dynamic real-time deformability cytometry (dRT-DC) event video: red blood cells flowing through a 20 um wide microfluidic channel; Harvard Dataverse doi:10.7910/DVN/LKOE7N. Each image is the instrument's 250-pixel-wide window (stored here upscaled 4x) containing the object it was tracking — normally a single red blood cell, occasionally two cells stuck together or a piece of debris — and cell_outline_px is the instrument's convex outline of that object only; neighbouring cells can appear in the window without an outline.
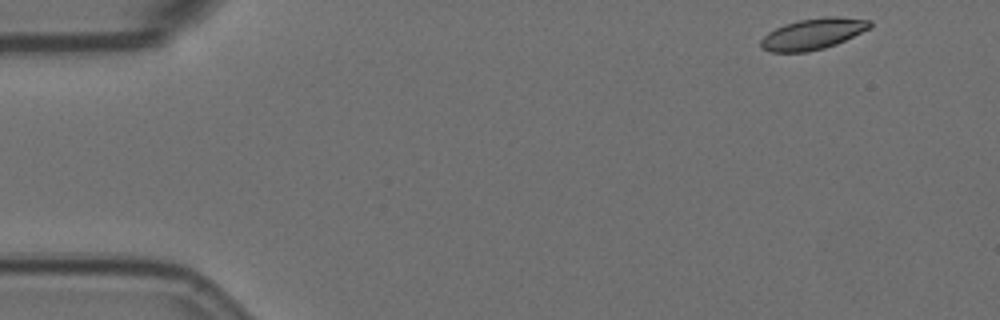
{"species": "Egyptian fruit bat (a non-hibernating species)", "species_latin": "Rousettus aegyptiacus", "temperature_condition": "room temperature", "stored_images_in_passage": 14, "camera_frame_rate_fps": 3000, "um_per_image_px": 0.085, "animal": {"sex": "female"}, "frame": {"image": 1, "passage_image": 1, "time_ms": 0.0, "image_size_px": [1000, 320], "cell_outline_px": [[872, 28], [836, 44], [824, 48], [808, 52], [772, 52], [764, 48], [760, 44], [760, 40], [768, 32], [784, 24], [800, 20], [824, 16], [836, 16], [872, 20]], "centroid_in_image_um": [69.15, 2.87], "position_along_channel_um": 15.9, "area_um2": 19.83}}
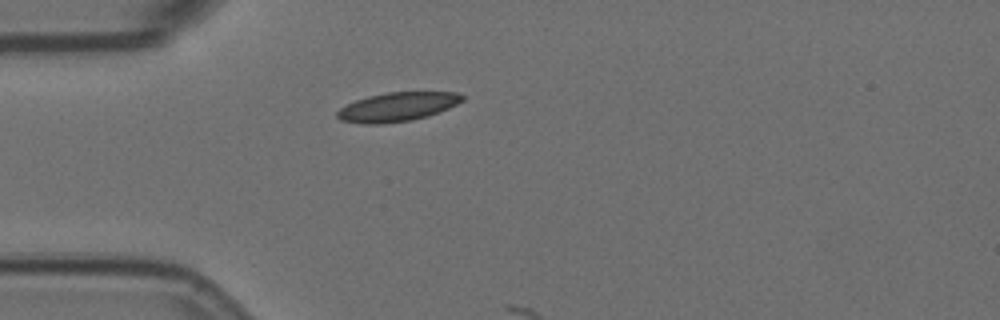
{"frame": {"image": 2, "passage_image": 12, "time_ms": 3.667, "image_size_px": [1000, 320], "cell_outline_px": [[464, 100], [448, 108], [428, 116], [412, 120], [380, 124], [364, 124], [340, 120], [336, 116], [336, 112], [340, 108], [356, 100], [368, 96], [388, 92], [456, 92], [464, 96]], "centroid_in_image_um": [33.76, 9.08], "position_along_channel_um": 51.2, "area_um2": 21.04}}